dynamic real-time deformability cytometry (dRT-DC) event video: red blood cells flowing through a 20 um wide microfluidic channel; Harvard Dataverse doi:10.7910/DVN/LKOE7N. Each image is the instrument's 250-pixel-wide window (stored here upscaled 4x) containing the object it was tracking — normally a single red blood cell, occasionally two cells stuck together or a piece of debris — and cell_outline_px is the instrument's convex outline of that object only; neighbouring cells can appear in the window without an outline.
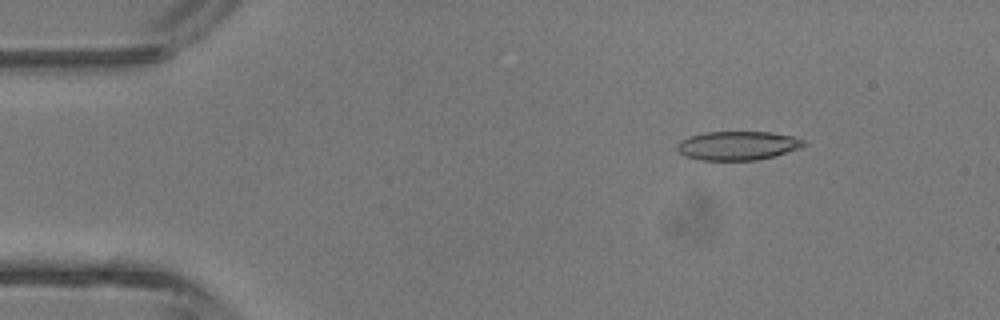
{"species": "common noctule bat (a hibernating species)", "species_latin": "Nyctalus noctula", "temperature_condition": "room temperature", "stored_images_in_passage": 4, "camera_frame_rate_fps": 3000, "um_per_image_px": 0.085, "animal": {"sex": "male", "body_mass_g": 13.3}, "frame": {"image": 1, "passage_image": 2, "time_ms": 1.0, "image_size_px": [1000, 320], "cell_outline_px": [[808, 144], [800, 148], [776, 156], [756, 160], [700, 160], [684, 156], [676, 148], [676, 144], [680, 140], [688, 136], [704, 132], [772, 132], [792, 136], [804, 140]], "centroid_in_image_um": [62.7, 12.37], "position_along_channel_um": 22.3, "area_um2": 21.56}}
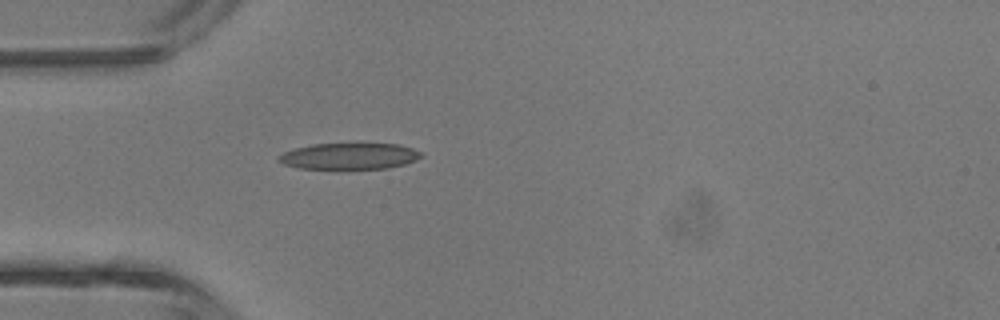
{"frame": {"image": 2, "passage_image": 4, "time_ms": 3.333, "image_size_px": [1000, 320], "cell_outline_px": [[424, 156], [416, 160], [404, 164], [388, 168], [336, 172], [300, 168], [284, 164], [276, 160], [276, 156], [284, 152], [296, 148], [312, 144], [356, 140], [400, 144], [424, 152]], "centroid_in_image_um": [29.71, 13.26], "position_along_channel_um": 55.3, "area_um2": 24.28}}